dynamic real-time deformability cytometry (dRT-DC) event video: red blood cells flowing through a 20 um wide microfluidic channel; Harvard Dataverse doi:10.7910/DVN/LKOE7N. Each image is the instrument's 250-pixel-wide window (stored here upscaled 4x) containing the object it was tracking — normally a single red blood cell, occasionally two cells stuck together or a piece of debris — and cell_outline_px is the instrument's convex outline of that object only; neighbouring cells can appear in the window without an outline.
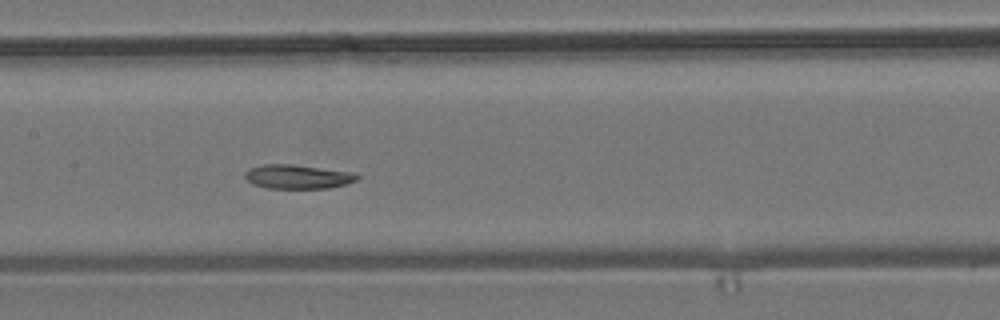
{"species": "common noctule bat (a hibernating species)", "species_latin": "Nyctalus noctula", "temperature_condition": "room temperature", "stored_images_in_passage": 15, "camera_frame_rate_fps": 3000, "um_per_image_px": 0.085, "animal": {"sex": "male", "body_mass_g": 19.2, "forearm_length_mm": 51.8}, "frame": {"image": 1, "passage_image": 7, "time_ms": 7.667, "image_size_px": [1000, 320], "cell_outline_px": [[360, 176], [356, 180], [344, 184], [328, 188], [268, 188], [252, 184], [244, 176], [244, 172], [248, 168], [264, 164], [292, 164], [352, 172]], "centroid_in_image_um": [25.25, 15.01], "position_along_channel_um": 182.1, "area_um2": 15.66}}
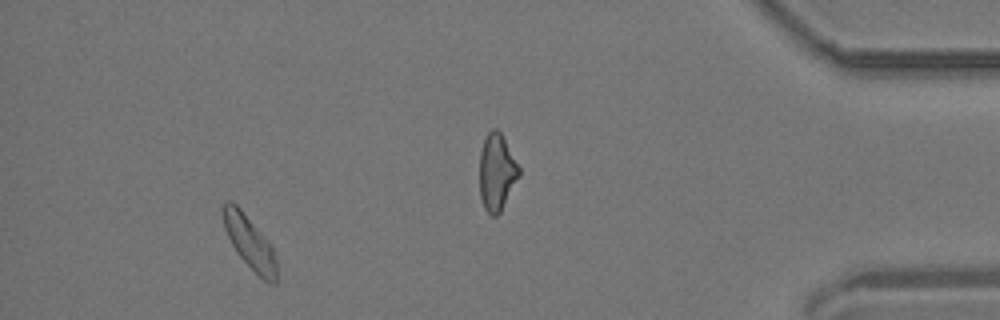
{"frame": {"image": 2, "passage_image": 13, "time_ms": 15.667, "image_size_px": [1000, 320], "cell_outline_px": [[276, 284], [272, 284], [264, 280], [236, 252], [224, 228], [220, 208], [224, 200], [228, 200], [236, 204], [240, 208], [272, 244], [276, 260]], "centroid_in_image_um": [21.19, 20.53], "position_along_channel_um": 414.0, "area_um2": 16.59}, "authors_computed_cell_mechanics": {"area_um2": 16.5886, "velocity_mm_per_s": 3.7729, "shape_relaxation_time_tau1_ms": 3.4722, "shape_relaxation_time_tau2_ms": 2.87, "deformation_change_tau1": 0.0646, "deformation_change_tau2": 0.0556}}